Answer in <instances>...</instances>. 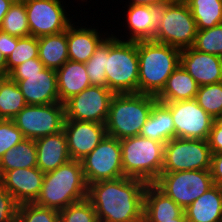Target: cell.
Returning a JSON list of instances; mask_svg holds the SVG:
<instances>
[{"mask_svg":"<svg viewBox=\"0 0 222 222\" xmlns=\"http://www.w3.org/2000/svg\"><path fill=\"white\" fill-rule=\"evenodd\" d=\"M184 213L188 222H220L222 220V187L214 184L184 209Z\"/></svg>","mask_w":222,"mask_h":222,"instance_id":"obj_24","label":"cell"},{"mask_svg":"<svg viewBox=\"0 0 222 222\" xmlns=\"http://www.w3.org/2000/svg\"><path fill=\"white\" fill-rule=\"evenodd\" d=\"M7 76L6 58L0 51V77Z\"/></svg>","mask_w":222,"mask_h":222,"instance_id":"obj_47","label":"cell"},{"mask_svg":"<svg viewBox=\"0 0 222 222\" xmlns=\"http://www.w3.org/2000/svg\"><path fill=\"white\" fill-rule=\"evenodd\" d=\"M57 86L60 103L91 86L85 63L66 61L57 71Z\"/></svg>","mask_w":222,"mask_h":222,"instance_id":"obj_22","label":"cell"},{"mask_svg":"<svg viewBox=\"0 0 222 222\" xmlns=\"http://www.w3.org/2000/svg\"><path fill=\"white\" fill-rule=\"evenodd\" d=\"M156 102V96L149 94H114L105 122L107 135L119 140L140 135Z\"/></svg>","mask_w":222,"mask_h":222,"instance_id":"obj_4","label":"cell"},{"mask_svg":"<svg viewBox=\"0 0 222 222\" xmlns=\"http://www.w3.org/2000/svg\"><path fill=\"white\" fill-rule=\"evenodd\" d=\"M196 21L197 30L222 24V0H184Z\"/></svg>","mask_w":222,"mask_h":222,"instance_id":"obj_28","label":"cell"},{"mask_svg":"<svg viewBox=\"0 0 222 222\" xmlns=\"http://www.w3.org/2000/svg\"><path fill=\"white\" fill-rule=\"evenodd\" d=\"M32 58H38V38L32 35L17 37V46L6 58L7 76L15 67Z\"/></svg>","mask_w":222,"mask_h":222,"instance_id":"obj_32","label":"cell"},{"mask_svg":"<svg viewBox=\"0 0 222 222\" xmlns=\"http://www.w3.org/2000/svg\"><path fill=\"white\" fill-rule=\"evenodd\" d=\"M146 186L131 177L98 181L88 185L87 199L99 222H143Z\"/></svg>","mask_w":222,"mask_h":222,"instance_id":"obj_1","label":"cell"},{"mask_svg":"<svg viewBox=\"0 0 222 222\" xmlns=\"http://www.w3.org/2000/svg\"><path fill=\"white\" fill-rule=\"evenodd\" d=\"M211 157L207 140L175 137L164 146L162 172L210 170Z\"/></svg>","mask_w":222,"mask_h":222,"instance_id":"obj_9","label":"cell"},{"mask_svg":"<svg viewBox=\"0 0 222 222\" xmlns=\"http://www.w3.org/2000/svg\"><path fill=\"white\" fill-rule=\"evenodd\" d=\"M0 30L15 37L30 35L25 3L23 0H15L3 18Z\"/></svg>","mask_w":222,"mask_h":222,"instance_id":"obj_30","label":"cell"},{"mask_svg":"<svg viewBox=\"0 0 222 222\" xmlns=\"http://www.w3.org/2000/svg\"><path fill=\"white\" fill-rule=\"evenodd\" d=\"M15 0H0V28L2 25V21L6 13L8 12L11 5Z\"/></svg>","mask_w":222,"mask_h":222,"instance_id":"obj_46","label":"cell"},{"mask_svg":"<svg viewBox=\"0 0 222 222\" xmlns=\"http://www.w3.org/2000/svg\"><path fill=\"white\" fill-rule=\"evenodd\" d=\"M66 31L38 38V58L46 68L57 71L69 60Z\"/></svg>","mask_w":222,"mask_h":222,"instance_id":"obj_26","label":"cell"},{"mask_svg":"<svg viewBox=\"0 0 222 222\" xmlns=\"http://www.w3.org/2000/svg\"><path fill=\"white\" fill-rule=\"evenodd\" d=\"M45 68L39 58H32L15 67L8 75H32L39 73Z\"/></svg>","mask_w":222,"mask_h":222,"instance_id":"obj_41","label":"cell"},{"mask_svg":"<svg viewBox=\"0 0 222 222\" xmlns=\"http://www.w3.org/2000/svg\"><path fill=\"white\" fill-rule=\"evenodd\" d=\"M138 93L157 96L180 64L181 50L154 40L137 41Z\"/></svg>","mask_w":222,"mask_h":222,"instance_id":"obj_3","label":"cell"},{"mask_svg":"<svg viewBox=\"0 0 222 222\" xmlns=\"http://www.w3.org/2000/svg\"><path fill=\"white\" fill-rule=\"evenodd\" d=\"M19 204L0 183V222H11L17 218Z\"/></svg>","mask_w":222,"mask_h":222,"instance_id":"obj_39","label":"cell"},{"mask_svg":"<svg viewBox=\"0 0 222 222\" xmlns=\"http://www.w3.org/2000/svg\"><path fill=\"white\" fill-rule=\"evenodd\" d=\"M184 210L154 184H147L144 195L143 222H168L179 218Z\"/></svg>","mask_w":222,"mask_h":222,"instance_id":"obj_21","label":"cell"},{"mask_svg":"<svg viewBox=\"0 0 222 222\" xmlns=\"http://www.w3.org/2000/svg\"><path fill=\"white\" fill-rule=\"evenodd\" d=\"M24 138L13 120L0 119V159L6 151L15 147Z\"/></svg>","mask_w":222,"mask_h":222,"instance_id":"obj_37","label":"cell"},{"mask_svg":"<svg viewBox=\"0 0 222 222\" xmlns=\"http://www.w3.org/2000/svg\"><path fill=\"white\" fill-rule=\"evenodd\" d=\"M88 185L125 177L122 169L120 140L106 135L103 140L81 160Z\"/></svg>","mask_w":222,"mask_h":222,"instance_id":"obj_11","label":"cell"},{"mask_svg":"<svg viewBox=\"0 0 222 222\" xmlns=\"http://www.w3.org/2000/svg\"><path fill=\"white\" fill-rule=\"evenodd\" d=\"M30 35L39 38L66 31L72 23L60 0H23Z\"/></svg>","mask_w":222,"mask_h":222,"instance_id":"obj_14","label":"cell"},{"mask_svg":"<svg viewBox=\"0 0 222 222\" xmlns=\"http://www.w3.org/2000/svg\"><path fill=\"white\" fill-rule=\"evenodd\" d=\"M34 167H37L35 140L25 138L1 157L0 177L9 170Z\"/></svg>","mask_w":222,"mask_h":222,"instance_id":"obj_27","label":"cell"},{"mask_svg":"<svg viewBox=\"0 0 222 222\" xmlns=\"http://www.w3.org/2000/svg\"><path fill=\"white\" fill-rule=\"evenodd\" d=\"M171 112L176 138L207 140L214 123L196 99L161 102Z\"/></svg>","mask_w":222,"mask_h":222,"instance_id":"obj_13","label":"cell"},{"mask_svg":"<svg viewBox=\"0 0 222 222\" xmlns=\"http://www.w3.org/2000/svg\"><path fill=\"white\" fill-rule=\"evenodd\" d=\"M88 184L80 160L71 159L56 170L44 174L35 204L55 210L87 198Z\"/></svg>","mask_w":222,"mask_h":222,"instance_id":"obj_2","label":"cell"},{"mask_svg":"<svg viewBox=\"0 0 222 222\" xmlns=\"http://www.w3.org/2000/svg\"><path fill=\"white\" fill-rule=\"evenodd\" d=\"M37 167L43 172L56 170L71 160L64 131L35 140Z\"/></svg>","mask_w":222,"mask_h":222,"instance_id":"obj_20","label":"cell"},{"mask_svg":"<svg viewBox=\"0 0 222 222\" xmlns=\"http://www.w3.org/2000/svg\"><path fill=\"white\" fill-rule=\"evenodd\" d=\"M17 46V37L0 30V51L7 58Z\"/></svg>","mask_w":222,"mask_h":222,"instance_id":"obj_44","label":"cell"},{"mask_svg":"<svg viewBox=\"0 0 222 222\" xmlns=\"http://www.w3.org/2000/svg\"><path fill=\"white\" fill-rule=\"evenodd\" d=\"M113 95L107 87H87L64 103L65 120L105 124Z\"/></svg>","mask_w":222,"mask_h":222,"instance_id":"obj_12","label":"cell"},{"mask_svg":"<svg viewBox=\"0 0 222 222\" xmlns=\"http://www.w3.org/2000/svg\"><path fill=\"white\" fill-rule=\"evenodd\" d=\"M44 174L38 167L16 168L6 171L0 183L19 205L34 203L40 194Z\"/></svg>","mask_w":222,"mask_h":222,"instance_id":"obj_17","label":"cell"},{"mask_svg":"<svg viewBox=\"0 0 222 222\" xmlns=\"http://www.w3.org/2000/svg\"><path fill=\"white\" fill-rule=\"evenodd\" d=\"M176 0H131L130 5L170 4Z\"/></svg>","mask_w":222,"mask_h":222,"instance_id":"obj_45","label":"cell"},{"mask_svg":"<svg viewBox=\"0 0 222 222\" xmlns=\"http://www.w3.org/2000/svg\"><path fill=\"white\" fill-rule=\"evenodd\" d=\"M59 222H99L95 209L86 198L59 211Z\"/></svg>","mask_w":222,"mask_h":222,"instance_id":"obj_35","label":"cell"},{"mask_svg":"<svg viewBox=\"0 0 222 222\" xmlns=\"http://www.w3.org/2000/svg\"><path fill=\"white\" fill-rule=\"evenodd\" d=\"M210 173L213 183L222 187V153H212Z\"/></svg>","mask_w":222,"mask_h":222,"instance_id":"obj_43","label":"cell"},{"mask_svg":"<svg viewBox=\"0 0 222 222\" xmlns=\"http://www.w3.org/2000/svg\"><path fill=\"white\" fill-rule=\"evenodd\" d=\"M105 68L107 88L114 94L138 93L137 41L107 37Z\"/></svg>","mask_w":222,"mask_h":222,"instance_id":"obj_5","label":"cell"},{"mask_svg":"<svg viewBox=\"0 0 222 222\" xmlns=\"http://www.w3.org/2000/svg\"><path fill=\"white\" fill-rule=\"evenodd\" d=\"M63 131L71 159L81 160L107 135L105 124L65 120Z\"/></svg>","mask_w":222,"mask_h":222,"instance_id":"obj_16","label":"cell"},{"mask_svg":"<svg viewBox=\"0 0 222 222\" xmlns=\"http://www.w3.org/2000/svg\"><path fill=\"white\" fill-rule=\"evenodd\" d=\"M26 105L16 82L8 76L0 77V119L12 120Z\"/></svg>","mask_w":222,"mask_h":222,"instance_id":"obj_29","label":"cell"},{"mask_svg":"<svg viewBox=\"0 0 222 222\" xmlns=\"http://www.w3.org/2000/svg\"><path fill=\"white\" fill-rule=\"evenodd\" d=\"M21 90L27 105L59 103L56 71L45 68L32 75H8Z\"/></svg>","mask_w":222,"mask_h":222,"instance_id":"obj_15","label":"cell"},{"mask_svg":"<svg viewBox=\"0 0 222 222\" xmlns=\"http://www.w3.org/2000/svg\"><path fill=\"white\" fill-rule=\"evenodd\" d=\"M194 49L222 57V24L205 30H197Z\"/></svg>","mask_w":222,"mask_h":222,"instance_id":"obj_33","label":"cell"},{"mask_svg":"<svg viewBox=\"0 0 222 222\" xmlns=\"http://www.w3.org/2000/svg\"><path fill=\"white\" fill-rule=\"evenodd\" d=\"M199 89L195 79L179 64L168 77L166 85L156 96L158 102H176L195 99Z\"/></svg>","mask_w":222,"mask_h":222,"instance_id":"obj_25","label":"cell"},{"mask_svg":"<svg viewBox=\"0 0 222 222\" xmlns=\"http://www.w3.org/2000/svg\"><path fill=\"white\" fill-rule=\"evenodd\" d=\"M168 222H188L185 216V213H183L179 218L173 219V221Z\"/></svg>","mask_w":222,"mask_h":222,"instance_id":"obj_48","label":"cell"},{"mask_svg":"<svg viewBox=\"0 0 222 222\" xmlns=\"http://www.w3.org/2000/svg\"><path fill=\"white\" fill-rule=\"evenodd\" d=\"M17 218L21 222H59V211L35 203H25L19 205Z\"/></svg>","mask_w":222,"mask_h":222,"instance_id":"obj_36","label":"cell"},{"mask_svg":"<svg viewBox=\"0 0 222 222\" xmlns=\"http://www.w3.org/2000/svg\"><path fill=\"white\" fill-rule=\"evenodd\" d=\"M153 184L183 210L214 185L210 170L162 172Z\"/></svg>","mask_w":222,"mask_h":222,"instance_id":"obj_7","label":"cell"},{"mask_svg":"<svg viewBox=\"0 0 222 222\" xmlns=\"http://www.w3.org/2000/svg\"><path fill=\"white\" fill-rule=\"evenodd\" d=\"M207 141L212 153H222V115L214 118Z\"/></svg>","mask_w":222,"mask_h":222,"instance_id":"obj_40","label":"cell"},{"mask_svg":"<svg viewBox=\"0 0 222 222\" xmlns=\"http://www.w3.org/2000/svg\"><path fill=\"white\" fill-rule=\"evenodd\" d=\"M140 136L161 142L159 118H157L152 112L146 120V123L143 125Z\"/></svg>","mask_w":222,"mask_h":222,"instance_id":"obj_42","label":"cell"},{"mask_svg":"<svg viewBox=\"0 0 222 222\" xmlns=\"http://www.w3.org/2000/svg\"><path fill=\"white\" fill-rule=\"evenodd\" d=\"M180 64L199 86L222 82V57L189 47L181 50Z\"/></svg>","mask_w":222,"mask_h":222,"instance_id":"obj_18","label":"cell"},{"mask_svg":"<svg viewBox=\"0 0 222 222\" xmlns=\"http://www.w3.org/2000/svg\"><path fill=\"white\" fill-rule=\"evenodd\" d=\"M195 99L212 118L222 115V82L199 86Z\"/></svg>","mask_w":222,"mask_h":222,"instance_id":"obj_31","label":"cell"},{"mask_svg":"<svg viewBox=\"0 0 222 222\" xmlns=\"http://www.w3.org/2000/svg\"><path fill=\"white\" fill-rule=\"evenodd\" d=\"M11 222H21L18 218L12 220Z\"/></svg>","mask_w":222,"mask_h":222,"instance_id":"obj_49","label":"cell"},{"mask_svg":"<svg viewBox=\"0 0 222 222\" xmlns=\"http://www.w3.org/2000/svg\"><path fill=\"white\" fill-rule=\"evenodd\" d=\"M67 27V49L70 61L86 63L98 46L106 39L96 29Z\"/></svg>","mask_w":222,"mask_h":222,"instance_id":"obj_23","label":"cell"},{"mask_svg":"<svg viewBox=\"0 0 222 222\" xmlns=\"http://www.w3.org/2000/svg\"><path fill=\"white\" fill-rule=\"evenodd\" d=\"M120 145L124 176L153 184L162 173L165 143L138 135L121 139Z\"/></svg>","mask_w":222,"mask_h":222,"instance_id":"obj_6","label":"cell"},{"mask_svg":"<svg viewBox=\"0 0 222 222\" xmlns=\"http://www.w3.org/2000/svg\"><path fill=\"white\" fill-rule=\"evenodd\" d=\"M151 112L159 118L161 142L166 144L175 138V126L170 110L163 103L157 101L153 105Z\"/></svg>","mask_w":222,"mask_h":222,"instance_id":"obj_38","label":"cell"},{"mask_svg":"<svg viewBox=\"0 0 222 222\" xmlns=\"http://www.w3.org/2000/svg\"><path fill=\"white\" fill-rule=\"evenodd\" d=\"M12 120L24 138L36 140L63 131L65 106L60 102L26 105Z\"/></svg>","mask_w":222,"mask_h":222,"instance_id":"obj_10","label":"cell"},{"mask_svg":"<svg viewBox=\"0 0 222 222\" xmlns=\"http://www.w3.org/2000/svg\"><path fill=\"white\" fill-rule=\"evenodd\" d=\"M196 34V21L188 4L176 0L165 4L164 18L153 40L183 50L193 46Z\"/></svg>","mask_w":222,"mask_h":222,"instance_id":"obj_8","label":"cell"},{"mask_svg":"<svg viewBox=\"0 0 222 222\" xmlns=\"http://www.w3.org/2000/svg\"><path fill=\"white\" fill-rule=\"evenodd\" d=\"M91 85L107 87L106 78V39L94 51L85 63Z\"/></svg>","mask_w":222,"mask_h":222,"instance_id":"obj_34","label":"cell"},{"mask_svg":"<svg viewBox=\"0 0 222 222\" xmlns=\"http://www.w3.org/2000/svg\"><path fill=\"white\" fill-rule=\"evenodd\" d=\"M126 12L127 27L131 32L128 41L153 40L164 18L165 4L129 5Z\"/></svg>","mask_w":222,"mask_h":222,"instance_id":"obj_19","label":"cell"}]
</instances>
